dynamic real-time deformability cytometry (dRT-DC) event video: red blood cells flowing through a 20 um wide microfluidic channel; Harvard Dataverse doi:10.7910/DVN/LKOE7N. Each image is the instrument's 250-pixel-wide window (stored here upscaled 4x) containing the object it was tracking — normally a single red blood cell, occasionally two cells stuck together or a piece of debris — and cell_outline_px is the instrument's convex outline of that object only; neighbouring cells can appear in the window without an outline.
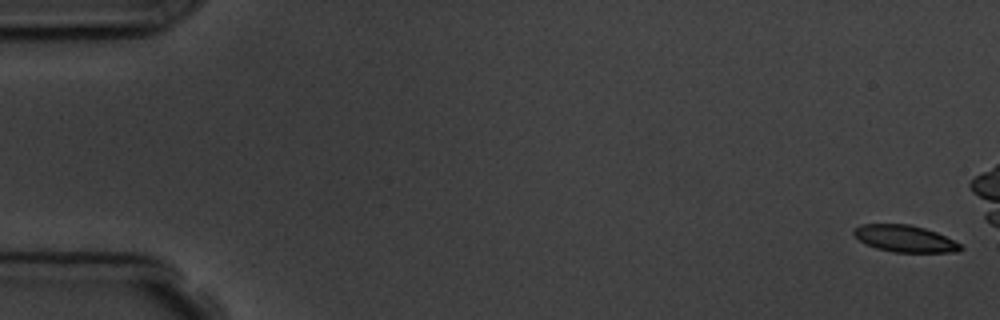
{"species": "common noctule bat (a hibernating species)", "species_latin": "Nyctalus noctula", "temperature_condition": "room temperature", "stored_images_in_passage": 6, "camera_frame_rate_fps": 3000, "um_per_image_px": 0.085, "animal": {"sex": "male", "body_mass_g": 19.5, "forearm_length_mm": 54.6}, "frame": {"image": 1, "passage_image": 1, "time_ms": 0.0, "image_size_px": [1000, 320], "cell_outline_px": [[964, 248], [956, 252], [892, 252], [876, 248], [864, 244], [852, 232], [856, 228], [864, 224], [912, 224], [936, 232], [960, 244]], "centroid_in_image_um": [76.91, 20.29], "position_along_channel_um": 8.1, "area_um2": 16.53}}